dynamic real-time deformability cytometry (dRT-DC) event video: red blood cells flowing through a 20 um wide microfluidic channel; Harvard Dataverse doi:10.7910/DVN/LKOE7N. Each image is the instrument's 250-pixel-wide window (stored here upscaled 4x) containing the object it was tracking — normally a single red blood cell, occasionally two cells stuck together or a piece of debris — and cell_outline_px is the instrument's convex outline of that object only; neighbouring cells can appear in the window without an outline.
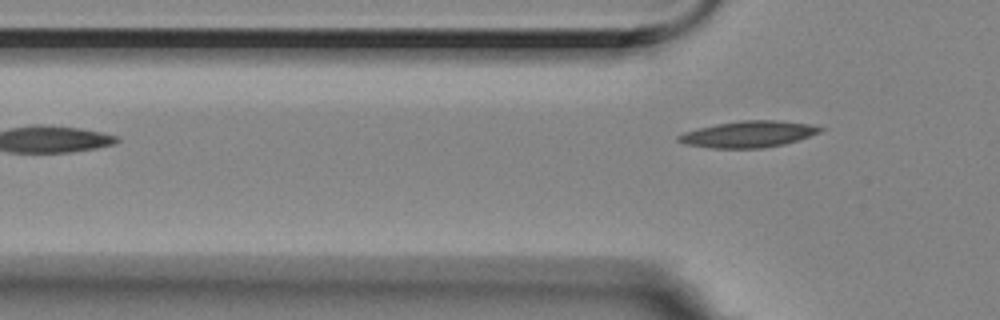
{"species": "Egyptian fruit bat (a non-hibernating species)", "species_latin": "Rousettus aegyptiacus", "temperature_condition": "room temperature", "stored_images_in_passage": 3, "camera_frame_rate_fps": 3000, "um_per_image_px": 0.085, "animal": {"sex": "female"}, "frame": {"image": 1, "passage_image": 3, "time_ms": 0.667, "image_size_px": [1000, 320], "cell_outline_px": [[824, 128], [820, 132], [784, 144], [764, 148], [712, 148], [684, 144], [676, 140], [676, 136], [684, 132], [716, 124], [740, 120], [776, 120], [812, 124]], "centroid_in_image_um": [63.59, 11.4], "position_along_channel_um": 62.2, "area_um2": 21.73}}